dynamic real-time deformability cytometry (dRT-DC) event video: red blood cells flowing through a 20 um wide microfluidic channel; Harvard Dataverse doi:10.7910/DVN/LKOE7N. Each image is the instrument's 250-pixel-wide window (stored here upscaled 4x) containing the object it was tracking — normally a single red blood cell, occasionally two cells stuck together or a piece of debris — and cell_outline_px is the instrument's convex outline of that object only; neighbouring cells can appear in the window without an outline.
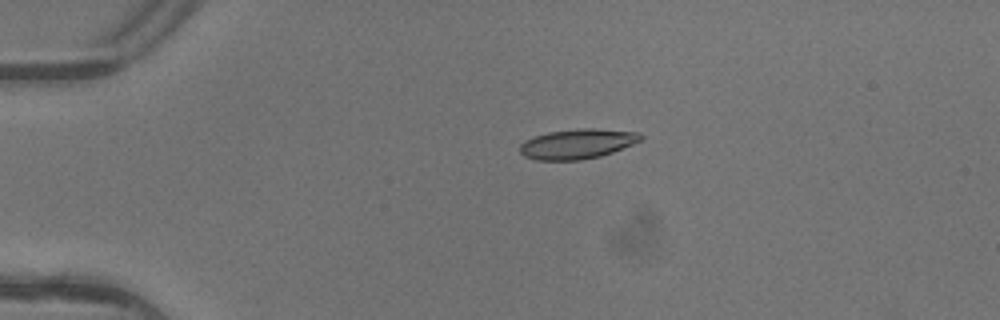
{"species": "common noctule bat (a hibernating species)", "species_latin": "Nyctalus noctula", "temperature_condition": "warm", "stored_images_in_passage": 2, "camera_frame_rate_fps": 3000, "um_per_image_px": 0.085, "animal": {"sex": "female"}, "frame": {"image": 1, "passage_image": 1, "time_ms": 0.0, "image_size_px": [1000, 320], "cell_outline_px": [[644, 140], [612, 152], [600, 156], [580, 160], [536, 160], [524, 156], [520, 152], [520, 144], [524, 140], [548, 132], [576, 128], [596, 128], [640, 132], [644, 136]], "centroid_in_image_um": [49.11, 12.22], "position_along_channel_um": 35.9, "area_um2": 21.27}}